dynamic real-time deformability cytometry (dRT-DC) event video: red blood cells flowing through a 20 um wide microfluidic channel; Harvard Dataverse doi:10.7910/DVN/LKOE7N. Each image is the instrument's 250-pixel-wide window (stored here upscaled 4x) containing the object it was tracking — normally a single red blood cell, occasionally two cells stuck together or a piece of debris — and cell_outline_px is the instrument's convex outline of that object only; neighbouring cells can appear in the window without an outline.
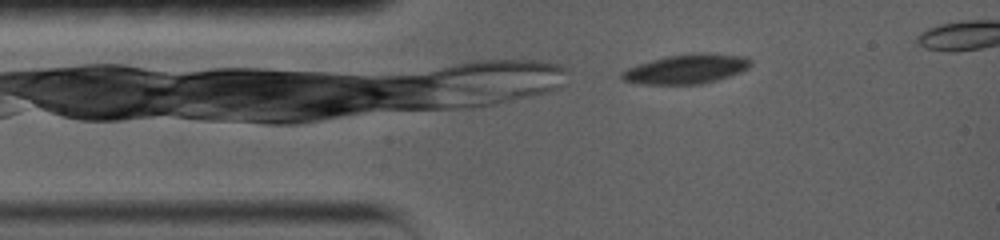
{"species": "common noctule bat (a hibernating species)", "species_latin": "Nyctalus noctula", "temperature_condition": "warm", "stored_images_in_passage": 34, "camera_frame_rate_fps": 5000, "um_per_image_px": 0.085, "animal": {"sex": "female", "body_mass_g": 19.0, "forearm_length_mm": 56.7}, "frame": {"image": 1, "passage_image": 1, "time_ms": 0.0, "image_size_px": [1000, 240], "cell_outline_px": [[752, 64], [748, 68], [740, 72], [716, 80], [700, 84], [640, 84], [620, 80], [620, 72], [628, 68], [652, 60], [668, 56], [696, 52], [708, 52], [748, 56], [752, 60]], "centroid_in_image_um": [58.37, 5.85], "position_along_channel_um": 26.6, "area_um2": 22.31}}
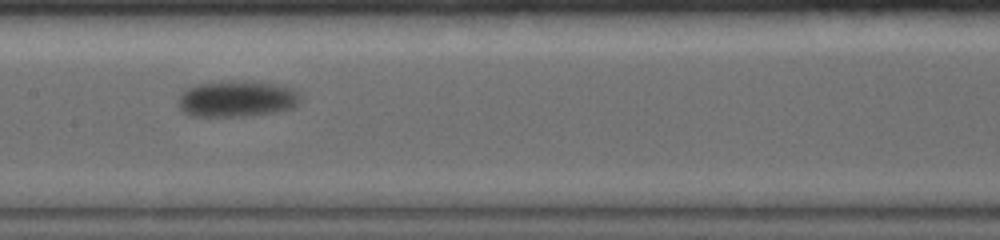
{"frame": {"image": 2, "passage_image": 13, "time_ms": 5.4, "image_size_px": [1000, 240], "cell_outline_px": [[300, 100], [292, 108], [276, 112], [244, 116], [188, 116], [180, 108], [180, 92], [196, 84], [240, 80], [276, 84], [288, 88], [296, 92], [300, 96]], "centroid_in_image_um": [20.1, 8.4], "position_along_channel_um": 187.3, "area_um2": 25.55}}
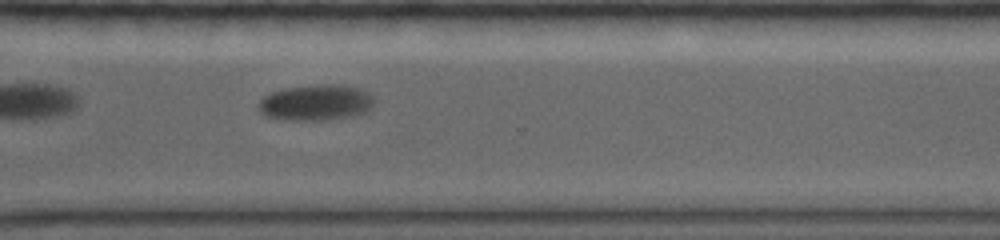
{"frame": {"image": 3, "passage_image": 27, "time_ms": 10.0, "image_size_px": [1000, 240], "cell_outline_px": [[372, 108], [368, 112], [352, 116], [320, 120], [292, 120], [264, 116], [256, 108], [260, 100], [264, 96], [272, 92], [284, 88], [316, 84], [340, 84], [360, 88], [368, 92], [372, 96]], "centroid_in_image_um": [26.84, 8.71], "position_along_channel_um": 343.8, "area_um2": 24.39}}